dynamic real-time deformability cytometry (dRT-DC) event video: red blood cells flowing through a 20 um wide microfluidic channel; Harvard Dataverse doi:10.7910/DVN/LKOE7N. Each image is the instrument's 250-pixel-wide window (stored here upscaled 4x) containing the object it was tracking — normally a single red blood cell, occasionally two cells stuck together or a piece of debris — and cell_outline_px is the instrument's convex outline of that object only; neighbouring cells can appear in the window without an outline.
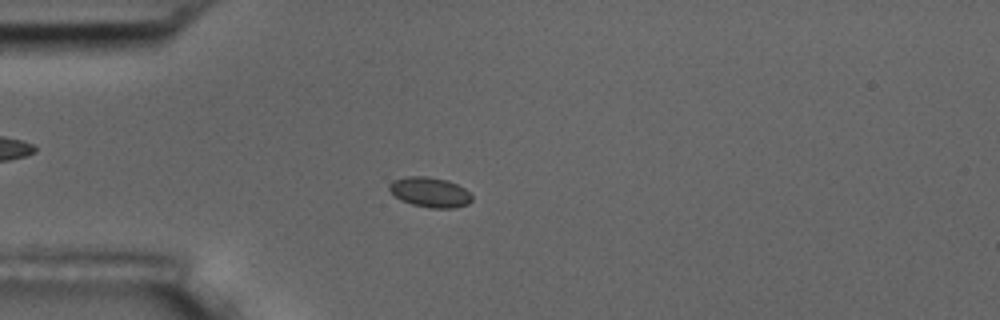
{"species": "common noctule bat (a hibernating species)", "species_latin": "Nyctalus noctula", "temperature_condition": "room temperature", "stored_images_in_passage": 6, "camera_frame_rate_fps": 3000, "um_per_image_px": 0.085, "animal": {"sex": "male", "body_mass_g": 17.5, "forearm_length_mm": 52.3}, "frame": {"image": 1, "passage_image": 4, "time_ms": 1.0, "image_size_px": [1000, 320], "cell_outline_px": [[472, 200], [468, 204], [456, 208], [432, 208], [412, 204], [400, 200], [388, 188], [388, 184], [392, 180], [404, 176], [428, 176], [448, 180], [464, 188], [472, 196]], "centroid_in_image_um": [36.53, 16.33], "position_along_channel_um": 48.5, "area_um2": 14.57}}